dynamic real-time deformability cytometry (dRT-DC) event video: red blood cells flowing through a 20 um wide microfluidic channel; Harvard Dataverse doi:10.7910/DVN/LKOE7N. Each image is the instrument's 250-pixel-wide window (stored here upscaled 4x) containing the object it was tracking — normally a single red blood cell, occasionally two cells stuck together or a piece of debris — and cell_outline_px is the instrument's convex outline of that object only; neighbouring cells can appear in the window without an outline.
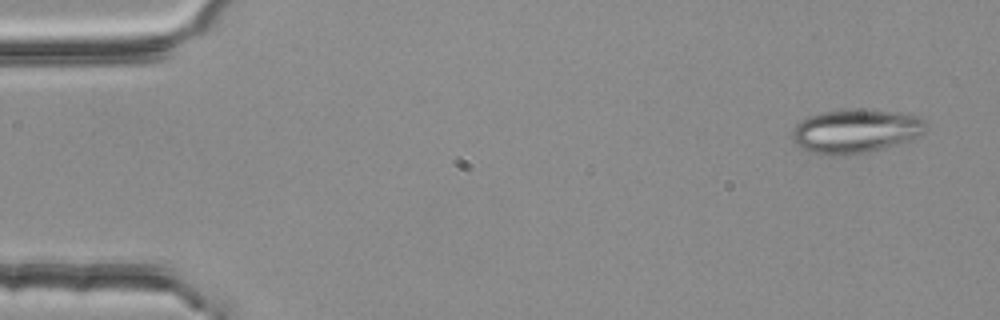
{"species": "common noctule bat (a hibernating species)", "species_latin": "Nyctalus noctula", "temperature_condition": "room temperature", "stored_images_in_passage": 4, "camera_frame_rate_fps": 3000, "um_per_image_px": 0.085, "animal": {"sex": "female", "body_mass_g": 25.1}, "frame": {"image": 1, "passage_image": 1, "time_ms": 0.0, "image_size_px": [1000, 320], "cell_outline_px": [[928, 128], [924, 132], [908, 140], [896, 144], [864, 152], [808, 152], [800, 148], [792, 140], [792, 132], [796, 124], [800, 120], [824, 112], [852, 108], [892, 112], [916, 116], [924, 120]], "centroid_in_image_um": [72.71, 11.1], "position_along_channel_um": 12.3, "area_um2": 32.95}}